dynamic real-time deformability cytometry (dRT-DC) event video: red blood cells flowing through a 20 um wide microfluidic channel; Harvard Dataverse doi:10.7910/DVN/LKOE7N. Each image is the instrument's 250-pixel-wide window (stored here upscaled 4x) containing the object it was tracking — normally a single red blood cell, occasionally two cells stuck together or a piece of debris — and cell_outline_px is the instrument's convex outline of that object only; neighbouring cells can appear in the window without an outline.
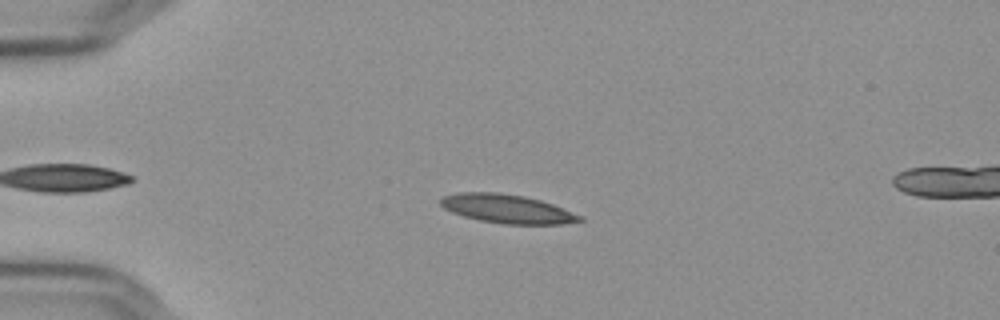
{"species": "Egyptian fruit bat (a non-hibernating species)", "species_latin": "Rousettus aegyptiacus", "temperature_condition": "cold", "stored_images_in_passage": 51, "camera_frame_rate_fps": 3000, "um_per_image_px": 0.085, "frame": {"image": 1, "passage_image": 14, "time_ms": 4.333, "image_size_px": [1000, 320], "cell_outline_px": [[584, 220], [560, 224], [504, 224], [480, 220], [464, 216], [452, 212], [444, 208], [440, 204], [440, 196], [456, 192], [500, 192], [524, 196], [540, 200], [552, 204], [584, 216]], "centroid_in_image_um": [43.08, 17.74], "position_along_channel_um": 41.9, "area_um2": 23.41}}
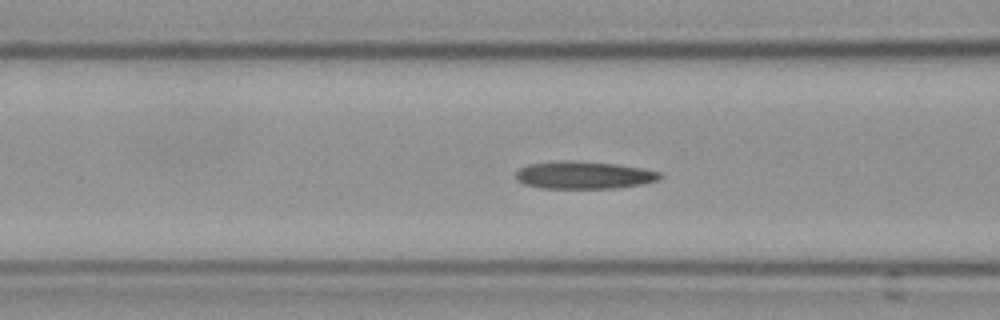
{"frame": {"image": 2, "passage_image": 23, "time_ms": 7.333, "image_size_px": [1000, 320], "cell_outline_px": [[660, 176], [656, 180], [640, 184], [612, 188], [544, 188], [524, 184], [516, 180], [516, 172], [520, 168], [528, 164], [556, 160], [576, 160], [620, 164], [660, 172]], "centroid_in_image_um": [49.56, 14.86], "position_along_channel_um": 117.0, "area_um2": 23.12}}
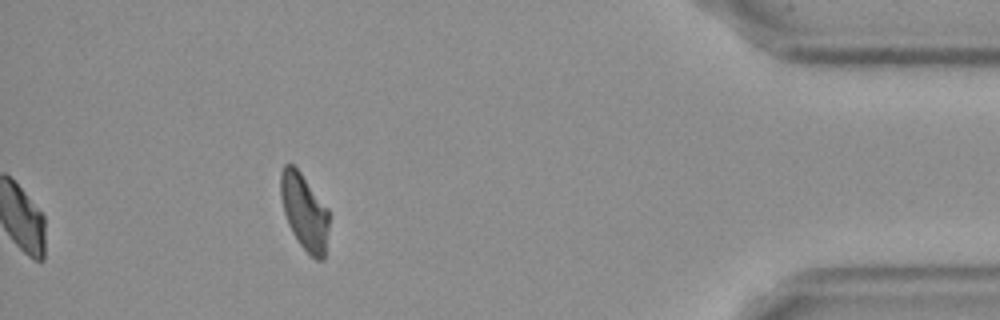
{"frame": {"image": 3, "passage_image": 51, "time_ms": 16.667, "image_size_px": [1000, 320], "cell_outline_px": [[328, 228], [324, 260], [316, 260], [300, 244], [292, 232], [288, 224], [284, 212], [280, 196], [280, 172], [284, 164], [292, 164], [300, 172], [328, 208]], "centroid_in_image_um": [25.86, 17.99], "position_along_channel_um": 409.3, "area_um2": 21.27}, "authors_computed_cell_mechanics": {"area_um2": 22.1374, "velocity_mm_per_s": 3.6292, "shape_relaxation_time_tau1_ms": null, "shape_relaxation_time_tau2_ms": 3.8166, "deformation_change_tau1": null, "deformation_change_tau2": 0.1291}}